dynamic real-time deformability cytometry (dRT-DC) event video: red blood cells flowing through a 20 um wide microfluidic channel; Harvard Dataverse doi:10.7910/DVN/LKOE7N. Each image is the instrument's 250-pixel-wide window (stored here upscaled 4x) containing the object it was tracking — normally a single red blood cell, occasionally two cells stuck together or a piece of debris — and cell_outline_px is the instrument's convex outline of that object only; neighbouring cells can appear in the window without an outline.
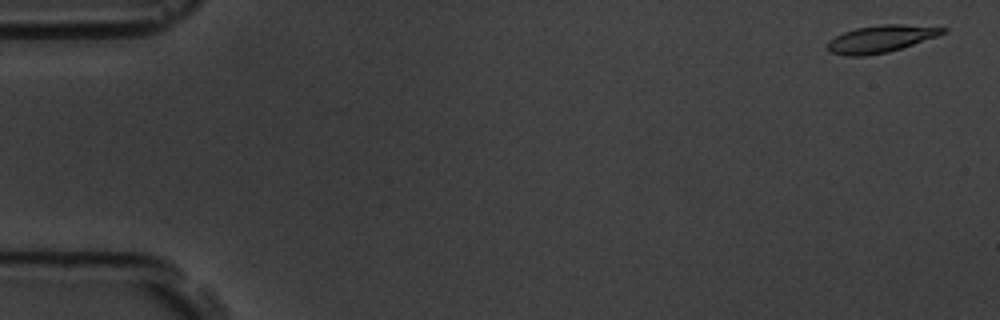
{"species": "common noctule bat (a hibernating species)", "species_latin": "Nyctalus noctula", "temperature_condition": "room temperature", "stored_images_in_passage": 4, "camera_frame_rate_fps": 3000, "um_per_image_px": 0.085, "animal": {"sex": "male", "body_mass_g": 19.5, "forearm_length_mm": 54.6}, "frame": {"image": 1, "passage_image": 1, "time_ms": 0.0, "image_size_px": [1000, 320], "cell_outline_px": [[948, 32], [888, 52], [864, 56], [844, 56], [828, 52], [828, 40], [844, 32], [856, 28], [880, 24], [904, 24], [948, 28]], "centroid_in_image_um": [74.84, 3.3], "position_along_channel_um": 10.2, "area_um2": 18.21}}
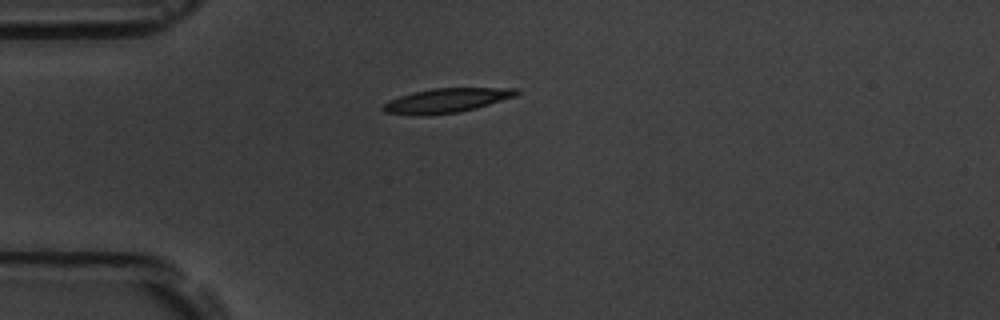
{"frame": {"image": 2, "passage_image": 4, "time_ms": 4.333, "image_size_px": [1000, 320], "cell_outline_px": [[520, 92], [516, 96], [476, 108], [460, 112], [420, 116], [384, 112], [380, 108], [388, 100], [412, 92], [432, 88], [520, 88]], "centroid_in_image_um": [37.94, 8.54], "position_along_channel_um": 47.1, "area_um2": 19.07}}